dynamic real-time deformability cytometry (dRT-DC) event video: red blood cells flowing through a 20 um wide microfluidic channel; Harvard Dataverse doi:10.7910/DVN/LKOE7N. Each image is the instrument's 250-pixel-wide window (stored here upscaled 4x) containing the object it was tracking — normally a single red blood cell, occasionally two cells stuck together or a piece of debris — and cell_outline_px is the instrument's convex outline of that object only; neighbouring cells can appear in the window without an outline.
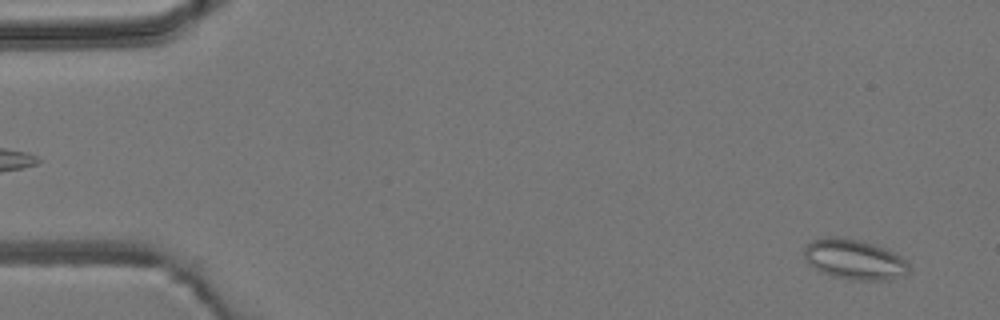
{"species": "common noctule bat (a hibernating species)", "species_latin": "Nyctalus noctula", "temperature_condition": "room temperature", "stored_images_in_passage": 3, "camera_frame_rate_fps": 3000, "um_per_image_px": 0.085, "animal": {"sex": "male", "body_mass_g": 19.2, "forearm_length_mm": 51.8}, "frame": {"image": 1, "passage_image": 3, "time_ms": 3.333, "image_size_px": [1000, 320], "cell_outline_px": [[908, 272], [888, 280], [848, 280], [832, 276], [820, 272], [808, 264], [804, 256], [804, 248], [812, 240], [824, 236], [836, 236], [860, 240], [888, 248], [900, 256], [908, 264]], "centroid_in_image_um": [72.57, 22.04], "position_along_channel_um": 12.4, "area_um2": 24.74}}